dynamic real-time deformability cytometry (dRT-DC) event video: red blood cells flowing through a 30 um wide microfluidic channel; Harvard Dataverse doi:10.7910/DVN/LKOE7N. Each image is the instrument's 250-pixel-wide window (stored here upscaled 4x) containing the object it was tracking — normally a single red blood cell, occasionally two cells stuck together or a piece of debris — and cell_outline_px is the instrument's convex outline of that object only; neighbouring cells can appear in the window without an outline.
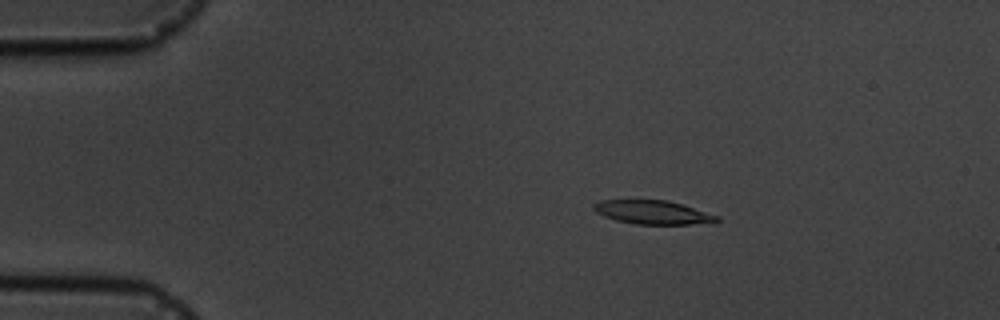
{"species": "common noctule bat (a hibernating species)", "species_latin": "Nyctalus noctula", "temperature_condition": "cold", "stored_images_in_passage": 6, "camera_frame_rate_fps": 3000, "um_per_image_px": 0.085, "animal": {"sex": "male", "body_mass_g": 19.5, "forearm_length_mm": 54.6}, "frame": {"image": 1, "passage_image": 3, "time_ms": 2.333, "image_size_px": [1000, 320], "cell_outline_px": [[720, 220], [712, 224], [636, 224], [616, 220], [604, 216], [596, 212], [592, 208], [592, 204], [600, 200], [668, 200], [720, 216]], "centroid_in_image_um": [55.52, 18.05], "position_along_channel_um": 29.5, "area_um2": 17.17}}